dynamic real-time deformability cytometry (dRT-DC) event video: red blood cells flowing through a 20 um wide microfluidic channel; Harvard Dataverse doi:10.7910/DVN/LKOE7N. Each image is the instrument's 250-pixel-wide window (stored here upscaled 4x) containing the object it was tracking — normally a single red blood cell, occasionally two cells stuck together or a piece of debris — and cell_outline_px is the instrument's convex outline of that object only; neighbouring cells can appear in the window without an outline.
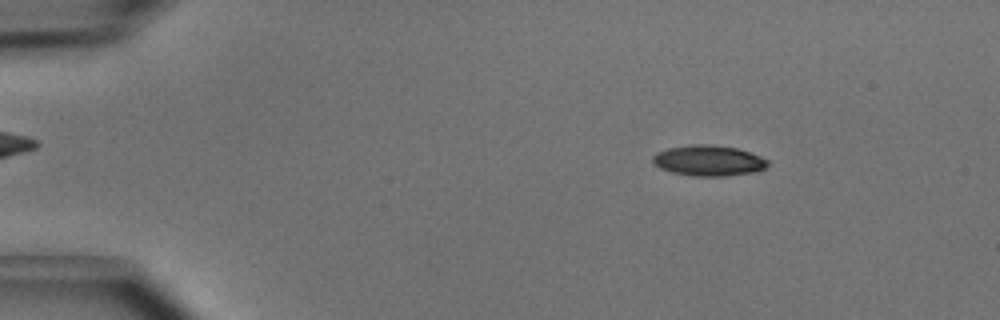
{"species": "common noctule bat (a hibernating species)", "species_latin": "Nyctalus noctula", "temperature_condition": "cold", "stored_images_in_passage": 13, "camera_frame_rate_fps": 3000, "um_per_image_px": 0.085, "animal": {"sex": "male", "body_mass_g": 15.6}, "frame": {"image": 1, "passage_image": 7, "time_ms": 2.0, "image_size_px": [1000, 320], "cell_outline_px": [[768, 168], [760, 172], [724, 176], [692, 176], [672, 172], [660, 168], [652, 160], [652, 156], [656, 152], [668, 148], [688, 144], [712, 144], [736, 148], [760, 156], [768, 160]], "centroid_in_image_um": [60.26, 13.65], "position_along_channel_um": 24.7, "area_um2": 20.81}}